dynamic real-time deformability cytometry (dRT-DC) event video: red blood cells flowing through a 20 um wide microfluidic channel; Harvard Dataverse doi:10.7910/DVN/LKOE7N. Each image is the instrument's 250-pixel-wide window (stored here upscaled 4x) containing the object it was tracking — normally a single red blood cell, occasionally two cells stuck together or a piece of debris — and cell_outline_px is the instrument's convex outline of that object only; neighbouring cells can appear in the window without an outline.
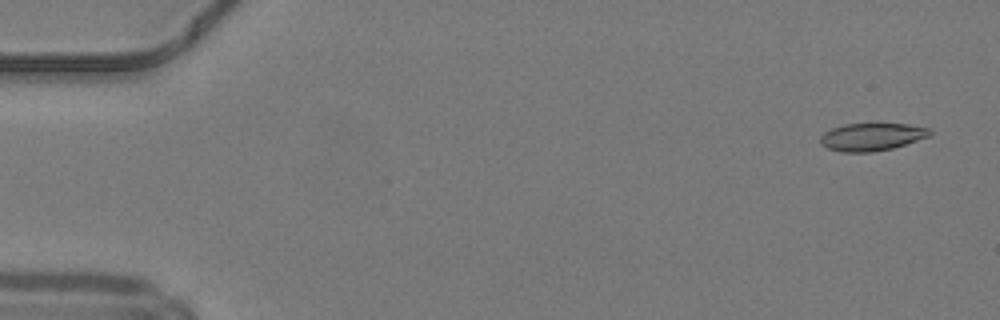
{"species": "common noctule bat (a hibernating species)", "species_latin": "Nyctalus noctula", "temperature_condition": "warm", "stored_images_in_passage": 50, "camera_frame_rate_fps": 3000, "um_per_image_px": 0.085, "animal": {"sex": "male", "body_mass_g": 19.2, "forearm_length_mm": 51.8}, "frame": {"image": 1, "passage_image": 3, "time_ms": 0.667, "image_size_px": [1000, 320], "cell_outline_px": [[924, 136], [888, 148], [832, 148], [824, 144], [828, 132], [836, 128], [852, 124], [900, 124], [920, 128]], "centroid_in_image_um": [74.08, 11.55], "position_along_channel_um": 10.9, "area_um2": 14.16}}
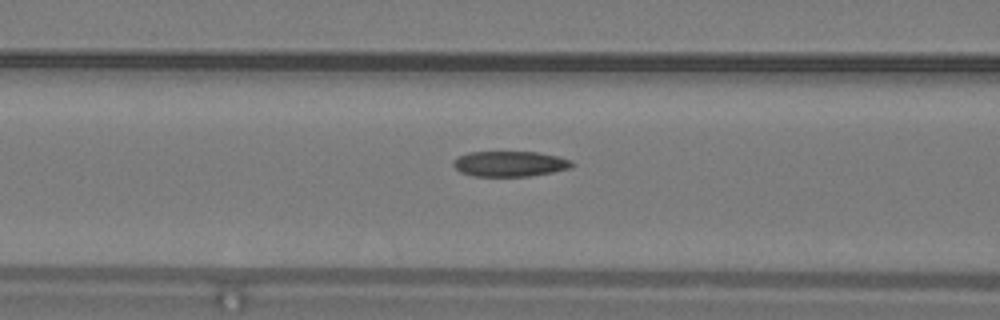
{"frame": {"image": 2, "passage_image": 21, "time_ms": 6.667, "image_size_px": [1000, 320], "cell_outline_px": [[568, 164], [564, 168], [544, 172], [520, 176], [484, 176], [468, 172], [460, 168], [456, 164], [456, 160], [464, 156], [480, 152], [528, 152], [548, 156], [564, 160]], "centroid_in_image_um": [43.26, 13.92], "position_along_channel_um": 123.3, "area_um2": 15.2}}
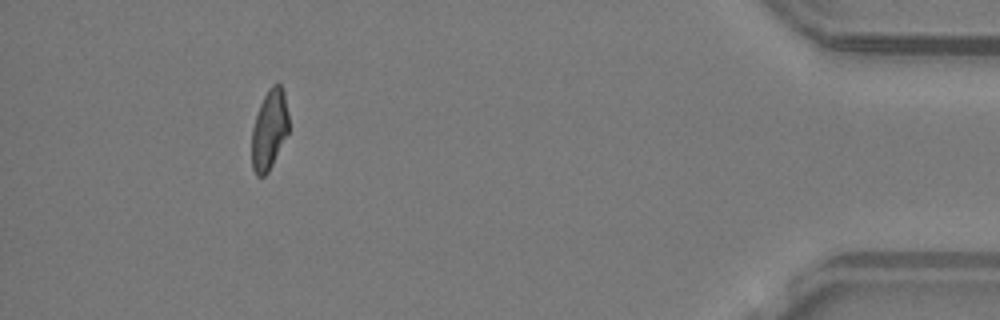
{"frame": {"image": 3, "passage_image": 46, "time_ms": 15.0, "image_size_px": [1000, 320], "cell_outline_px": [[288, 132], [268, 168], [260, 176], [256, 172], [252, 164], [252, 136], [256, 120], [260, 108], [268, 92], [276, 84], [280, 84], [288, 116]], "centroid_in_image_um": [22.89, 11.03], "position_along_channel_um": 412.3, "area_um2": 15.43}, "authors_computed_cell_mechanics": {"area_um2": 15.2014, "velocity_mm_per_s": 4.2174, "shape_relaxation_time_tau1_ms": null, "shape_relaxation_time_tau2_ms": 2.9931, "deformation_change_tau1": null, "deformation_change_tau2": 0.117}}